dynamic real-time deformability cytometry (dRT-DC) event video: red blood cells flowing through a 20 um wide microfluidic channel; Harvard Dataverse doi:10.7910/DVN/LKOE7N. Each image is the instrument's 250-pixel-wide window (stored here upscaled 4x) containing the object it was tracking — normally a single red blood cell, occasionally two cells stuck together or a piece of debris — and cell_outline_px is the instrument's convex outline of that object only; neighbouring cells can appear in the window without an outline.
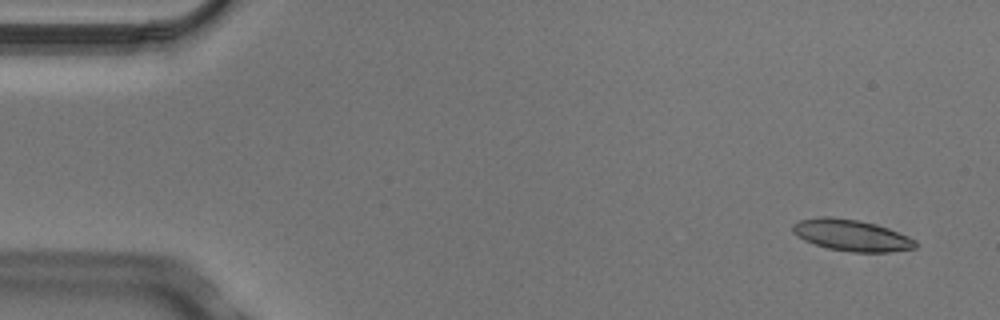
{"species": "Egyptian fruit bat (a non-hibernating species)", "species_latin": "Rousettus aegyptiacus", "temperature_condition": "cold", "stored_images_in_passage": 4, "camera_frame_rate_fps": 3000, "um_per_image_px": 0.085, "animal": {"sex": "male"}, "frame": {"image": 1, "passage_image": 1, "time_ms": 0.0, "image_size_px": [1000, 320], "cell_outline_px": [[916, 248], [892, 252], [852, 252], [828, 248], [804, 240], [796, 236], [792, 232], [792, 224], [800, 220], [820, 216], [828, 216], [856, 220], [876, 224], [888, 228], [908, 236], [916, 240]], "centroid_in_image_um": [72.37, 20.0], "position_along_channel_um": 12.6, "area_um2": 22.48}}